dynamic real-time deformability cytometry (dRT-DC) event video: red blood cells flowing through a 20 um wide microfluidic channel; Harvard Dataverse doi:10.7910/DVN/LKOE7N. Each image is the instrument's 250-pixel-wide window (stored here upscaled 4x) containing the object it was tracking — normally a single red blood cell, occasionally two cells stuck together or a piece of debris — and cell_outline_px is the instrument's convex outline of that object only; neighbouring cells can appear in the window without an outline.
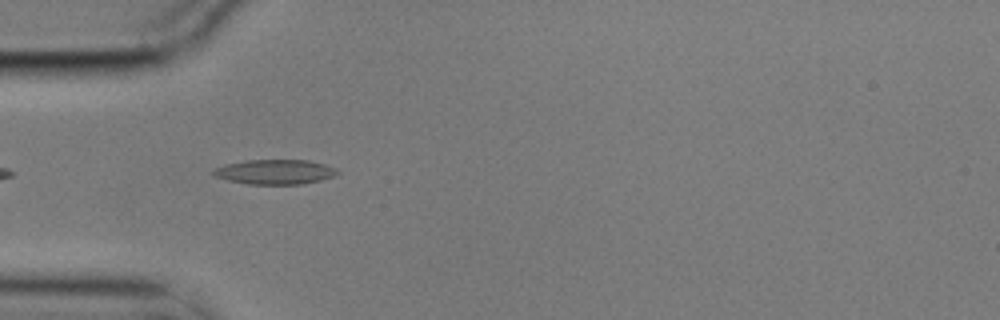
{"species": "common noctule bat (a hibernating species)", "species_latin": "Nyctalus noctula", "temperature_condition": "cold", "stored_images_in_passage": 2, "camera_frame_rate_fps": 3000, "um_per_image_px": 0.085, "animal": {"sex": "male", "body_mass_g": 17.9}, "frame": {"image": 1, "passage_image": 2, "time_ms": 0.333, "image_size_px": [1000, 320], "cell_outline_px": [[340, 172], [336, 176], [320, 180], [300, 184], [248, 184], [228, 180], [216, 176], [212, 172], [212, 168], [224, 164], [244, 160], [308, 160], [324, 164], [336, 168]], "centroid_in_image_um": [23.37, 14.6], "position_along_channel_um": 61.6, "area_um2": 17.98}}